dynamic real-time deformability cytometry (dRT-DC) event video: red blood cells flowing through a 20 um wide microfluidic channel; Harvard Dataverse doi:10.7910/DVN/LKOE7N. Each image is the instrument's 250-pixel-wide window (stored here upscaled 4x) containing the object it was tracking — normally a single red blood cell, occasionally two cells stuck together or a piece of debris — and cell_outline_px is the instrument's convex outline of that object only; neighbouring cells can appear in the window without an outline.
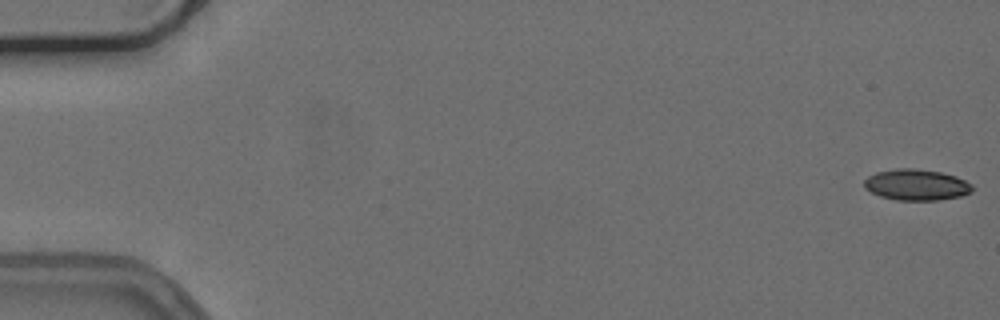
{"species": "common noctule bat (a hibernating species)", "species_latin": "Nyctalus noctula", "temperature_condition": "cold", "stored_images_in_passage": 55, "camera_frame_rate_fps": 3000, "um_per_image_px": 0.085, "animal": {"sex": "female", "body_mass_g": 24.6, "forearm_length_mm": 56.2}, "frame": {"image": 1, "passage_image": 1, "time_ms": 0.0, "image_size_px": [1000, 320], "cell_outline_px": [[972, 192], [960, 196], [936, 200], [896, 200], [880, 196], [864, 188], [864, 180], [868, 176], [876, 172], [896, 168], [912, 168], [940, 172], [956, 176], [972, 184]], "centroid_in_image_um": [77.87, 15.7], "position_along_channel_um": 7.1, "area_um2": 19.54}}
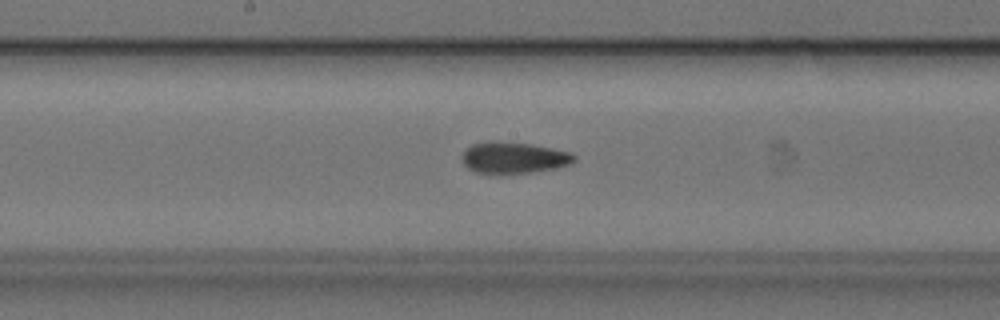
{"frame": {"image": 2, "passage_image": 29, "time_ms": 9.333, "image_size_px": [1000, 320], "cell_outline_px": [[576, 160], [572, 164], [556, 168], [532, 172], [476, 172], [468, 168], [464, 164], [460, 156], [472, 144], [488, 140], [496, 140], [528, 144], [552, 148], [572, 152], [576, 156]], "centroid_in_image_um": [43.69, 13.37], "position_along_channel_um": 204.5, "area_um2": 20.4}}
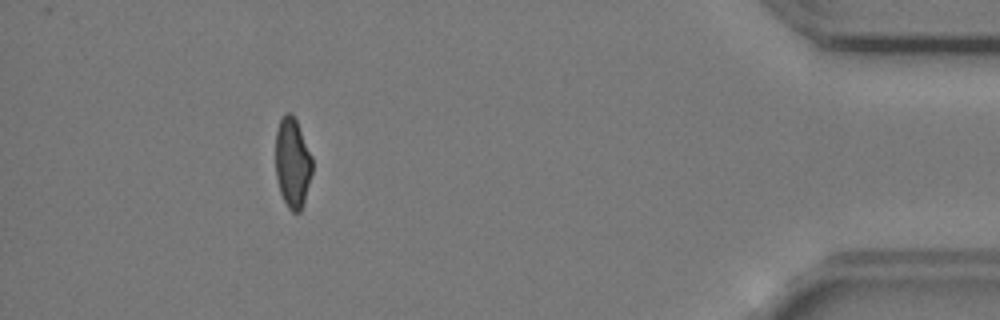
{"frame": {"image": 3, "passage_image": 50, "time_ms": 16.333, "image_size_px": [1000, 320], "cell_outline_px": [[312, 172], [304, 200], [300, 212], [292, 212], [288, 208], [280, 192], [276, 176], [276, 132], [280, 120], [284, 112], [288, 112], [296, 120], [312, 156]], "centroid_in_image_um": [24.86, 13.84], "position_along_channel_um": 410.3, "area_um2": 19.02}, "authors_computed_cell_mechanics": {"area_um2": 20.23, "velocity_mm_per_s": 3.7605, "shape_relaxation_time_tau1_ms": null, "shape_relaxation_time_tau2_ms": 2.7947, "deformation_change_tau1": null, "deformation_change_tau2": 0.0913}}